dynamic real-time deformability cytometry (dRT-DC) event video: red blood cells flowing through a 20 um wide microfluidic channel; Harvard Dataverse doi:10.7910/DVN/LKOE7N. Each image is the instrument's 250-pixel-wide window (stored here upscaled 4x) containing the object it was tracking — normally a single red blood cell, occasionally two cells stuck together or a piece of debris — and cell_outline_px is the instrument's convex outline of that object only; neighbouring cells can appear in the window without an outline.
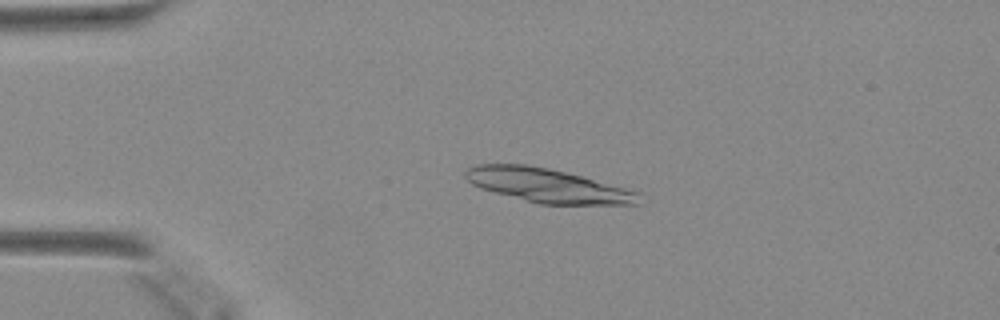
{"species": "Egyptian fruit bat (a non-hibernating species)", "species_latin": "Rousettus aegyptiacus", "temperature_condition": "warm", "stored_images_in_passage": 38, "camera_frame_rate_fps": 3000, "um_per_image_px": 0.085, "animal": {"sex": "female"}, "frame": {"image": 1, "passage_image": 1, "time_ms": 0.0, "image_size_px": [1000, 320], "cell_outline_px": [[640, 204], [540, 204], [480, 188], [472, 184], [464, 176], [464, 172], [468, 168], [476, 164], [524, 164], [548, 168], [580, 176], [640, 192]], "centroid_in_image_um": [46.52, 15.76], "position_along_channel_um": 38.5, "area_um2": 33.81}}
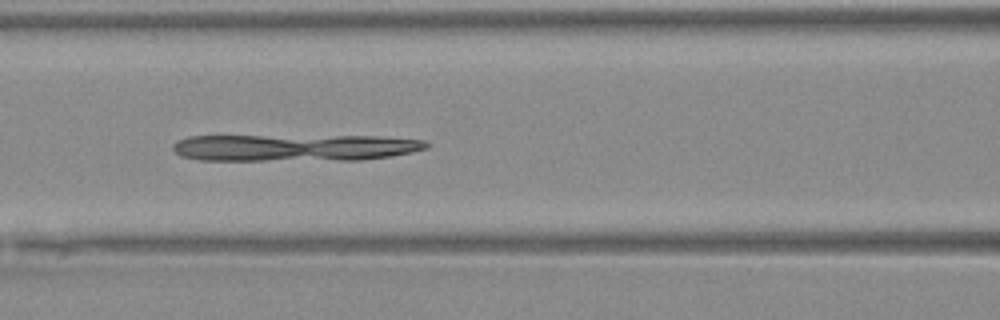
{"frame": {"image": 2, "passage_image": 11, "time_ms": 3.333, "image_size_px": [1000, 320], "cell_outline_px": [[432, 144], [428, 148], [412, 152], [392, 156], [360, 160], [200, 160], [180, 156], [172, 148], [172, 144], [176, 140], [188, 136], [376, 136], [424, 140]], "centroid_in_image_um": [25.04, 12.55], "position_along_channel_um": 141.6, "area_um2": 40.06}}
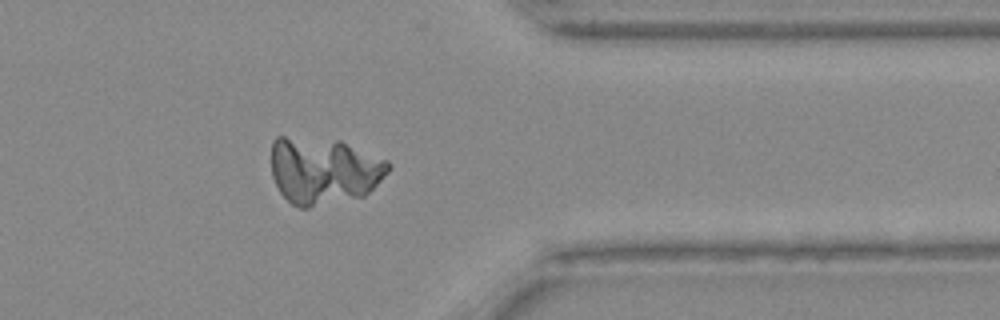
{"frame": {"image": 3, "passage_image": 29, "time_ms": 9.333, "image_size_px": [1000, 320], "cell_outline_px": [[392, 168], [364, 196], [308, 208], [300, 208], [292, 204], [280, 192], [272, 176], [272, 140], [276, 136], [284, 136], [340, 140], [388, 160], [392, 164]], "centroid_in_image_um": [27.52, 14.49], "position_along_channel_um": 383.9, "area_um2": 45.89}}